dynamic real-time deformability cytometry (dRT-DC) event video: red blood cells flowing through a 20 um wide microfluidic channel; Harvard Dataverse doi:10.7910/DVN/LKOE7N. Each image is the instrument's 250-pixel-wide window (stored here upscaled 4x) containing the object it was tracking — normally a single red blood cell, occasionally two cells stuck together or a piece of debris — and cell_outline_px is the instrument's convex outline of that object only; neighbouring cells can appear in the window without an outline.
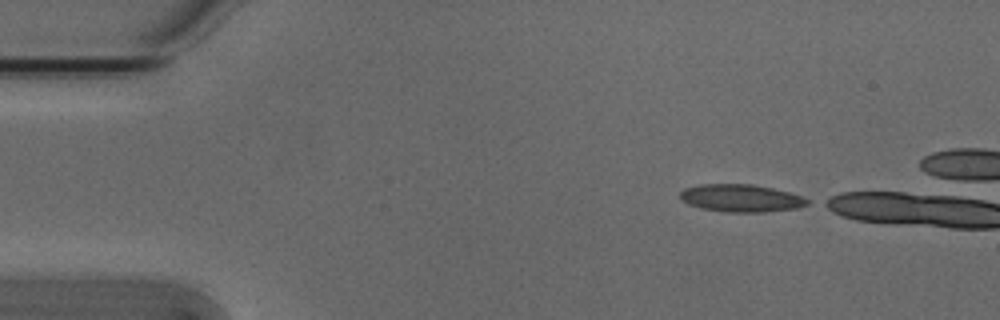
{"species": "Egyptian fruit bat (a non-hibernating species)", "species_latin": "Rousettus aegyptiacus", "temperature_condition": "cold", "stored_images_in_passage": 14, "camera_frame_rate_fps": 3000, "um_per_image_px": 0.085, "animal": {"sex": "male"}, "frame": {"image": 1, "passage_image": 1, "time_ms": 0.0, "image_size_px": [1000, 320], "cell_outline_px": [[808, 204], [796, 208], [764, 212], [724, 212], [700, 208], [688, 204], [680, 200], [680, 192], [684, 188], [700, 184], [752, 184], [772, 188], [788, 192], [800, 196], [808, 200]], "centroid_in_image_um": [62.92, 16.84], "position_along_channel_um": 22.1, "area_um2": 20.4}}